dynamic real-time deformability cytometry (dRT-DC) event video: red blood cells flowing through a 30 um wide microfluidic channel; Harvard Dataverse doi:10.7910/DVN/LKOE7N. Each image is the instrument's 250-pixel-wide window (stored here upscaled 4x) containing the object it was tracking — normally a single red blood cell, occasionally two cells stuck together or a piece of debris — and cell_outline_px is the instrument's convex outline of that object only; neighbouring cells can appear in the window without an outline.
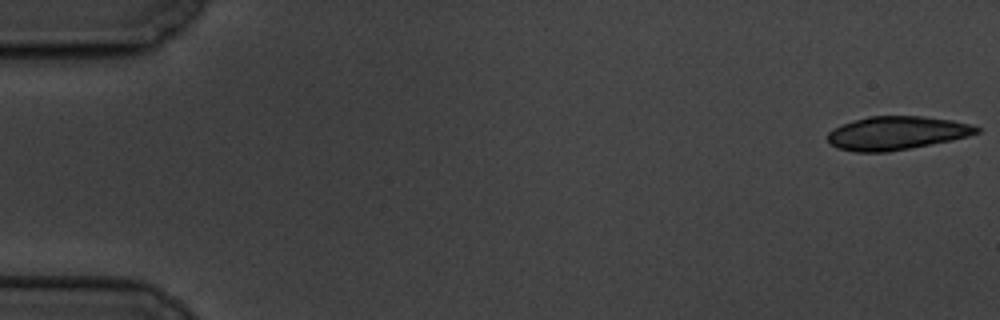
{"species": "common noctule bat (a hibernating species)", "species_latin": "Nyctalus noctula", "temperature_condition": "cold", "stored_images_in_passage": 5, "camera_frame_rate_fps": 3000, "um_per_image_px": 0.085, "animal": {"sex": "male", "body_mass_g": 19.5, "forearm_length_mm": 54.6}, "frame": {"image": 1, "passage_image": 1, "time_ms": 0.0, "image_size_px": [1000, 320], "cell_outline_px": [[980, 132], [968, 136], [952, 140], [888, 152], [856, 152], [836, 148], [828, 144], [828, 132], [840, 124], [868, 116], [924, 116], [952, 120], [968, 124], [980, 128]], "centroid_in_image_um": [76.17, 11.31], "position_along_channel_um": 8.8, "area_um2": 29.13}}